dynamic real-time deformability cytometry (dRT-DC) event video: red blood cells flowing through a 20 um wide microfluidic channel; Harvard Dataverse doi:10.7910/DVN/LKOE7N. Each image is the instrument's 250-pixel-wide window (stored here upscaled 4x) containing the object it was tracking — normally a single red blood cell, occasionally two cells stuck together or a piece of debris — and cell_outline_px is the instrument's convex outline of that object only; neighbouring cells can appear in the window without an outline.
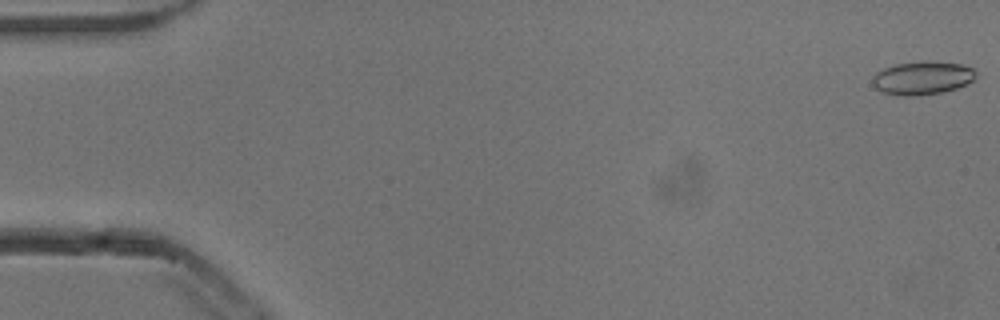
{"species": "common noctule bat (a hibernating species)", "species_latin": "Nyctalus noctula", "temperature_condition": "cold", "stored_images_in_passage": 54, "camera_frame_rate_fps": 3000, "um_per_image_px": 0.085, "animal": {"sex": "male", "body_mass_g": 13.3}, "frame": {"image": 1, "passage_image": 1, "time_ms": 0.0, "image_size_px": [1000, 320], "cell_outline_px": [[976, 76], [968, 84], [956, 88], [940, 92], [916, 96], [908, 96], [884, 92], [876, 88], [872, 84], [872, 76], [876, 72], [884, 68], [896, 64], [924, 60], [928, 60], [960, 64], [972, 68], [976, 72]], "centroid_in_image_um": [78.4, 6.61], "position_along_channel_um": 6.6, "area_um2": 20.06}}
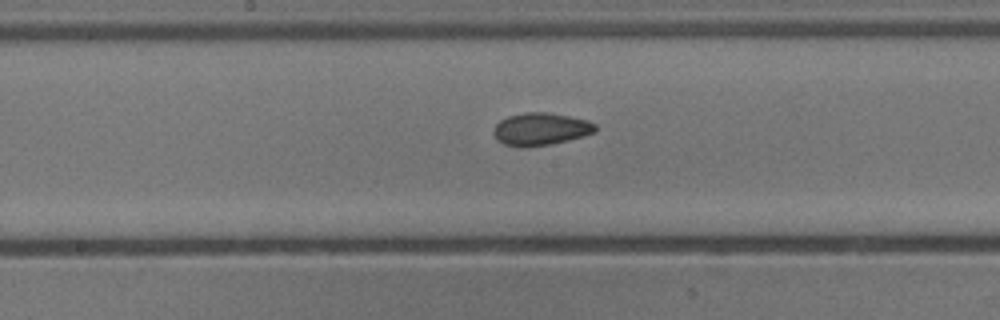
{"frame": {"image": 2, "passage_image": 28, "time_ms": 9.0, "image_size_px": [1000, 320], "cell_outline_px": [[596, 132], [584, 136], [568, 140], [548, 144], [524, 148], [504, 144], [496, 140], [492, 132], [496, 124], [500, 120], [508, 116], [524, 112], [544, 112], [568, 116], [588, 120], [596, 124]], "centroid_in_image_um": [45.94, 10.97], "position_along_channel_um": 202.3, "area_um2": 19.36}}
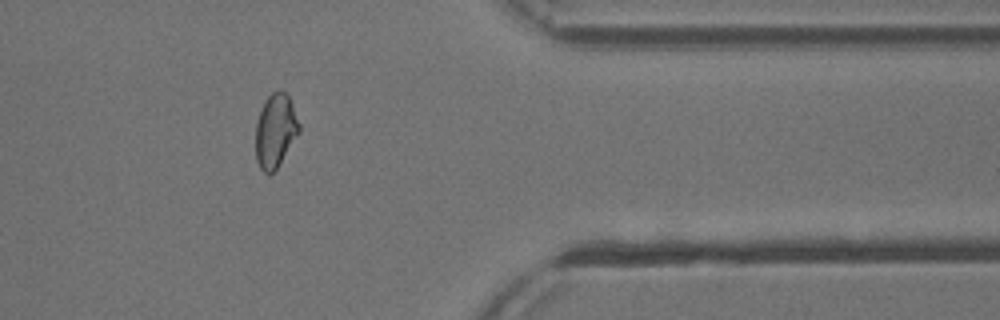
{"frame": {"image": 3, "passage_image": 44, "time_ms": 14.333, "image_size_px": [1000, 320], "cell_outline_px": [[300, 132], [276, 168], [272, 172], [264, 172], [260, 168], [256, 160], [256, 124], [260, 112], [268, 96], [272, 92], [288, 92], [300, 124]], "centroid_in_image_um": [23.43, 11.09], "position_along_channel_um": 388.0, "area_um2": 18.38}, "authors_computed_cell_mechanics": {"area_um2": 19.074, "velocity_mm_per_s": 3.8549, "shape_relaxation_time_tau1_ms": 8.8929, "shape_relaxation_time_tau2_ms": 2.0196, "deformation_change_tau1": 0.1421, "deformation_change_tau2": 0.0682}}